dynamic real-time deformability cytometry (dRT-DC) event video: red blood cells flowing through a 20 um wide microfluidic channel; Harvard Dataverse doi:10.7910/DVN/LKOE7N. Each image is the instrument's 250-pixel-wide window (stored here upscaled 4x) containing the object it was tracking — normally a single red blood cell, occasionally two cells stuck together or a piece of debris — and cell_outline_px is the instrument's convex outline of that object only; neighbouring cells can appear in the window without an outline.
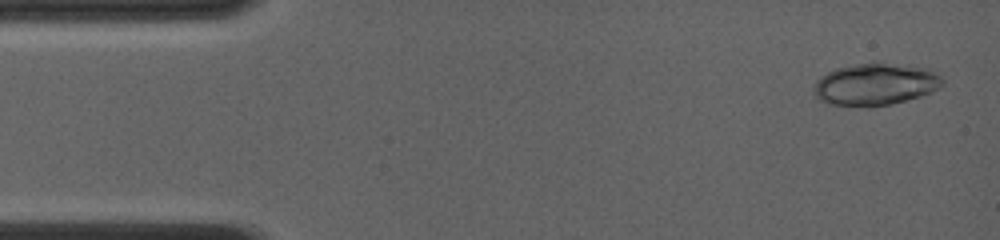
{"species": "common noctule bat (a hibernating species)", "species_latin": "Nyctalus noctula", "temperature_condition": "room temperature", "stored_images_in_passage": 14, "camera_frame_rate_fps": 4000, "um_per_image_px": 0.085, "animal": {"sex": "female", "body_mass_g": 19.0, "forearm_length_mm": 56.7}, "frame": {"image": 1, "passage_image": 1, "time_ms": 0.0, "image_size_px": [1000, 240], "cell_outline_px": [[944, 84], [940, 88], [932, 92], [920, 96], [892, 104], [868, 108], [828, 104], [816, 100], [812, 88], [816, 80], [820, 76], [836, 68], [876, 60], [928, 68], [940, 76], [944, 80]], "centroid_in_image_um": [74.38, 7.16], "position_along_channel_um": 10.6, "area_um2": 32.6}}